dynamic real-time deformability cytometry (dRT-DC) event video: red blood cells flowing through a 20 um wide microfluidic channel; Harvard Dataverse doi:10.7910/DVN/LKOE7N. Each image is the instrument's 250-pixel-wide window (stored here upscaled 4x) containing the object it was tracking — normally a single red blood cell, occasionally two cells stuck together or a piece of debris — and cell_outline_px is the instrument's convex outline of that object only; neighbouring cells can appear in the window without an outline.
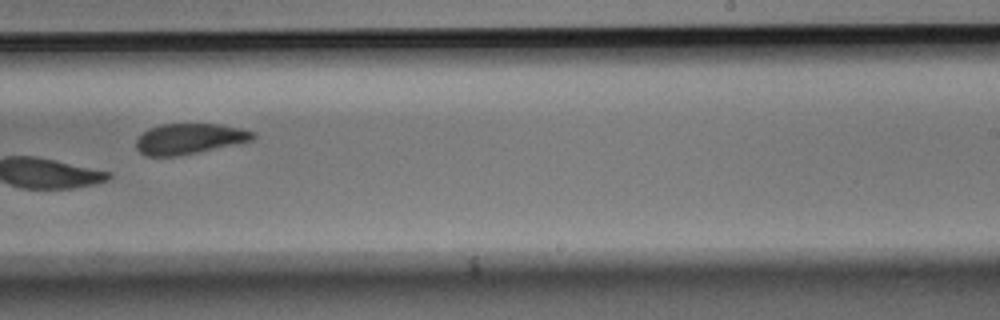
{"species": "Egyptian fruit bat (a non-hibernating species)", "species_latin": "Rousettus aegyptiacus", "temperature_condition": "room temperature", "stored_images_in_passage": 10, "camera_frame_rate_fps": 3000, "um_per_image_px": 0.085, "animal": {"sex": "male"}, "frame": {"image": 1, "passage_image": 9, "time_ms": 2.667, "image_size_px": [1000, 320], "cell_outline_px": [[256, 136], [252, 140], [180, 156], [148, 156], [140, 152], [136, 148], [136, 140], [148, 128], [160, 124], [220, 124], [256, 132]], "centroid_in_image_um": [16.08, 11.79], "position_along_channel_um": 272.9, "area_um2": 20.69}}